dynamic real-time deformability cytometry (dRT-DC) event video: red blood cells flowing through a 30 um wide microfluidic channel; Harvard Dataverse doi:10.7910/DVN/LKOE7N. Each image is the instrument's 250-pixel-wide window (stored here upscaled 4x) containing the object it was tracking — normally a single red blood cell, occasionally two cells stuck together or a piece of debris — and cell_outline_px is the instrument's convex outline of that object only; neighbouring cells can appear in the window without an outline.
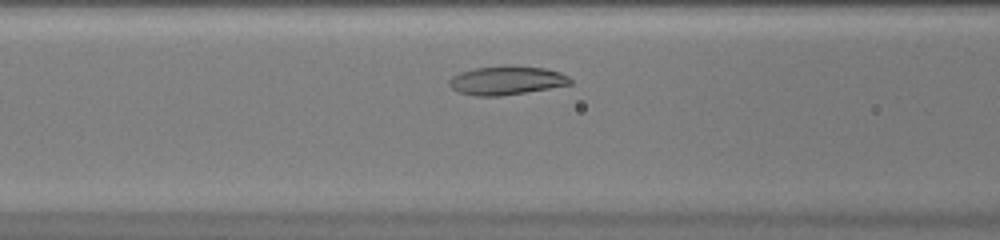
{"species": "common noctule bat (a hibernating species)", "species_latin": "Nyctalus noctula", "temperature_condition": "warm", "stored_images_in_passage": 26, "camera_frame_rate_fps": 3000, "um_per_image_px": 0.085, "animal": {"sex": "female", "body_mass_g": 20.0, "forearm_length_mm": 54.0}, "frame": {"image": 1, "passage_image": 7, "time_ms": 2.0, "image_size_px": [1000, 240], "cell_outline_px": [[572, 84], [500, 96], [472, 96], [460, 92], [452, 88], [448, 84], [448, 80], [452, 76], [460, 72], [476, 68], [508, 64], [512, 64], [544, 68], [560, 72], [568, 76], [572, 80]], "centroid_in_image_um": [43.04, 6.82], "position_along_channel_um": 123.6, "area_um2": 20.46}}
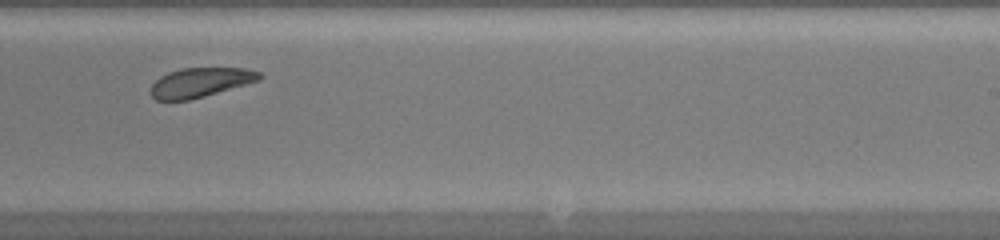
{"frame": {"image": 2, "passage_image": 17, "time_ms": 5.333, "image_size_px": [1000, 240], "cell_outline_px": [[260, 80], [204, 96], [188, 100], [156, 100], [152, 96], [152, 84], [160, 76], [168, 72], [180, 68], [244, 68], [260, 72]], "centroid_in_image_um": [17.01, 7.0], "position_along_channel_um": 272.0, "area_um2": 18.38}}
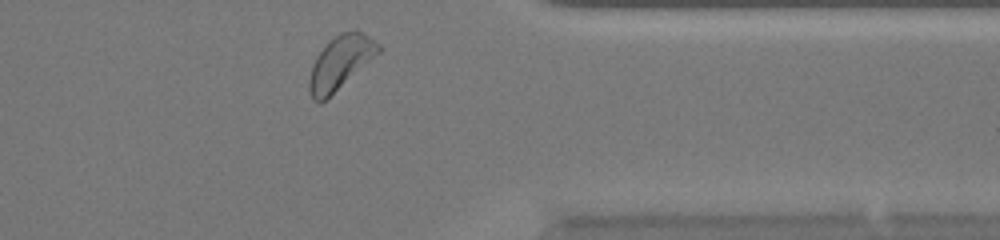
{"frame": {"image": 3, "passage_image": 25, "time_ms": 8.0, "image_size_px": [1000, 240], "cell_outline_px": [[380, 52], [320, 104], [312, 100], [308, 88], [308, 80], [312, 64], [316, 56], [328, 40], [340, 32], [356, 28], [380, 44]], "centroid_in_image_um": [28.89, 5.29], "position_along_channel_um": 382.5, "area_um2": 21.62}}